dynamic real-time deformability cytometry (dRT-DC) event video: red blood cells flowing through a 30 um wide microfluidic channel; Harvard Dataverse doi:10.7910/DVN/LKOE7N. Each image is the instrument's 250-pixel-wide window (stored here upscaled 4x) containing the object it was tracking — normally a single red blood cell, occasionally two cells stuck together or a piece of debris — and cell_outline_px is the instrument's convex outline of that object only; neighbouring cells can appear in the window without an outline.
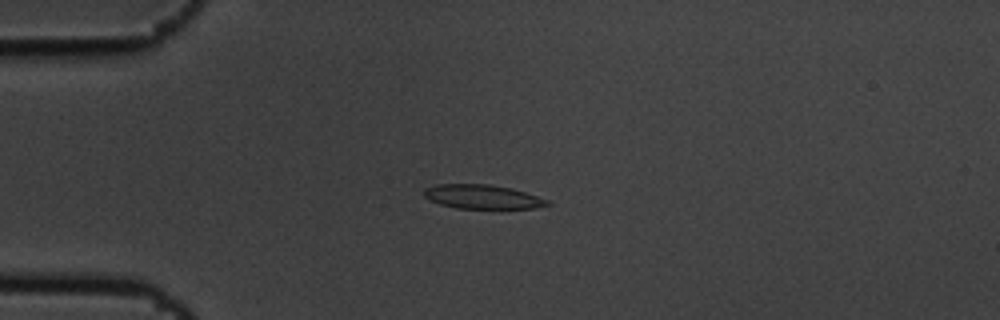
{"species": "common noctule bat (a hibernating species)", "species_latin": "Nyctalus noctula", "temperature_condition": "cold", "stored_images_in_passage": 8, "camera_frame_rate_fps": 3000, "um_per_image_px": 0.085, "animal": {"sex": "male", "body_mass_g": 19.5, "forearm_length_mm": 54.6}, "frame": {"image": 1, "passage_image": 3, "time_ms": 0.667, "image_size_px": [1000, 320], "cell_outline_px": [[552, 204], [536, 208], [500, 212], [456, 208], [440, 204], [428, 200], [424, 196], [424, 188], [436, 184], [488, 184], [512, 188], [548, 200]], "centroid_in_image_um": [41.05, 16.79], "position_along_channel_um": 43.9, "area_um2": 18.44}}
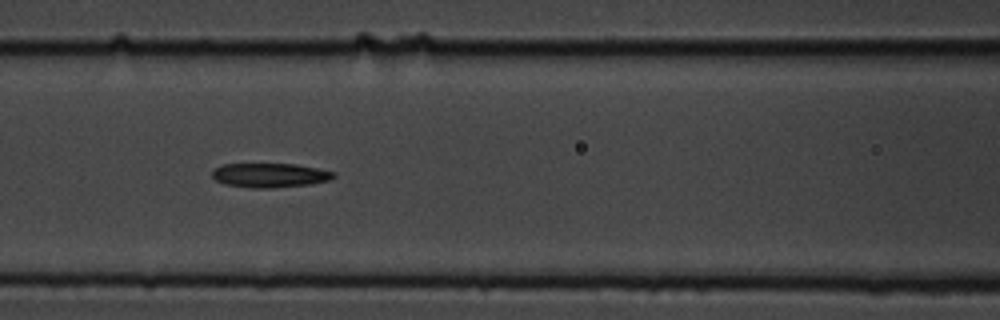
{"frame": {"image": 2, "passage_image": 6, "time_ms": 1.667, "image_size_px": [1000, 320], "cell_outline_px": [[336, 176], [328, 180], [308, 184], [268, 188], [252, 188], [224, 184], [216, 180], [212, 176], [212, 172], [220, 164], [296, 164], [336, 172]], "centroid_in_image_um": [22.92, 14.89], "position_along_channel_um": 143.7, "area_um2": 17.05}}
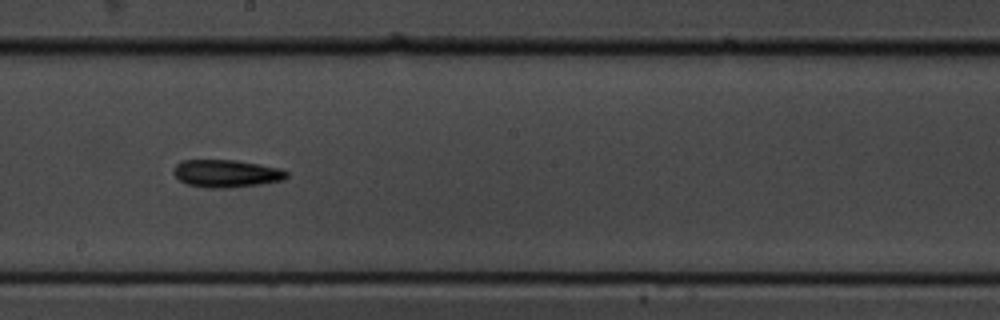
{"frame": {"image": 3, "passage_image": 8, "time_ms": 2.333, "image_size_px": [1000, 320], "cell_outline_px": [[288, 176], [284, 180], [260, 184], [228, 188], [208, 188], [188, 184], [180, 180], [172, 172], [172, 168], [180, 160], [236, 160], [260, 164], [280, 168], [288, 172]], "centroid_in_image_um": [19.23, 14.74], "position_along_channel_um": 229.0, "area_um2": 18.32}}